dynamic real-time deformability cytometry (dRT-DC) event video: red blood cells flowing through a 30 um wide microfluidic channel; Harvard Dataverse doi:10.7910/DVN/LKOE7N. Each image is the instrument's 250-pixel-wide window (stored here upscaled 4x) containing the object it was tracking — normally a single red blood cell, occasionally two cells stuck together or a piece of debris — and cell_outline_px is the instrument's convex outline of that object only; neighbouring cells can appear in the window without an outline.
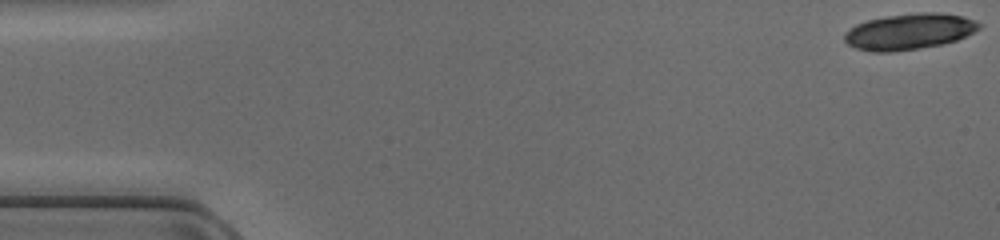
{"species": "common noctule bat (a hibernating species)", "species_latin": "Nyctalus noctula", "temperature_condition": "cold", "stored_images_in_passage": 16, "camera_frame_rate_fps": 3000, "um_per_image_px": 0.085, "animal": {"sex": "female", "body_mass_g": 17.0, "forearm_length_mm": 48.0}, "frame": {"image": 1, "passage_image": 1, "time_ms": 0.0, "image_size_px": [1000, 240], "cell_outline_px": [[980, 28], [956, 40], [944, 44], [920, 48], [892, 52], [872, 52], [856, 48], [848, 44], [844, 40], [844, 32], [856, 24], [868, 20], [888, 16], [924, 12], [932, 12], [960, 16], [972, 20], [980, 24]], "centroid_in_image_um": [77.23, 2.7], "position_along_channel_um": 7.8, "area_um2": 27.86}}
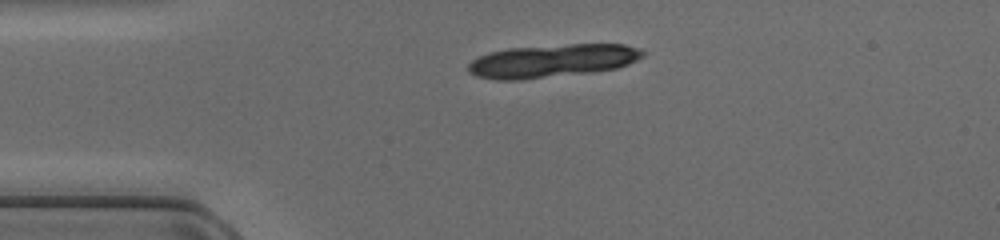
{"frame": {"image": 2, "passage_image": 11, "time_ms": 3.333, "image_size_px": [1000, 240], "cell_outline_px": [[644, 56], [628, 64], [616, 68], [592, 72], [520, 80], [496, 80], [476, 76], [468, 72], [468, 64], [472, 60], [488, 52], [508, 48], [568, 44], [624, 44], [636, 48], [644, 52]], "centroid_in_image_um": [46.9, 5.17], "position_along_channel_um": 38.1, "area_um2": 33.64}}